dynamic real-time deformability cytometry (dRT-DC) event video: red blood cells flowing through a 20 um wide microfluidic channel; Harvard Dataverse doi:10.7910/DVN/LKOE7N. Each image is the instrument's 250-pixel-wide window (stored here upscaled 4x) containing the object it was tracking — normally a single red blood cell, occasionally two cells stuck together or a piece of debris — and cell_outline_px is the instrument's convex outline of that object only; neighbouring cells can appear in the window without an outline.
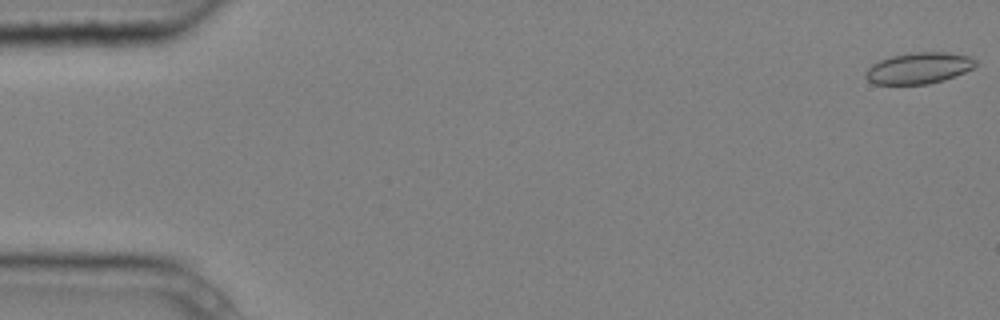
{"species": "common noctule bat (a hibernating species)", "species_latin": "Nyctalus noctula", "temperature_condition": "cold", "stored_images_in_passage": 5, "segment_of_instrument_passage": [2, 2], "camera_frame_rate_fps": 3000, "um_per_image_px": 0.085, "animal": {"sex": "male", "body_mass_g": 20.4}, "frame": {"image": 1, "passage_image": 5, "time_ms": 1.333, "image_size_px": [1000, 320], "cell_outline_px": [[976, 64], [972, 68], [964, 72], [944, 80], [928, 84], [876, 84], [868, 80], [864, 76], [868, 68], [872, 64], [880, 60], [892, 56], [916, 52], [948, 52], [972, 56], [976, 60]], "centroid_in_image_um": [78.11, 5.78], "position_along_channel_um": 6.9, "area_um2": 19.94}}